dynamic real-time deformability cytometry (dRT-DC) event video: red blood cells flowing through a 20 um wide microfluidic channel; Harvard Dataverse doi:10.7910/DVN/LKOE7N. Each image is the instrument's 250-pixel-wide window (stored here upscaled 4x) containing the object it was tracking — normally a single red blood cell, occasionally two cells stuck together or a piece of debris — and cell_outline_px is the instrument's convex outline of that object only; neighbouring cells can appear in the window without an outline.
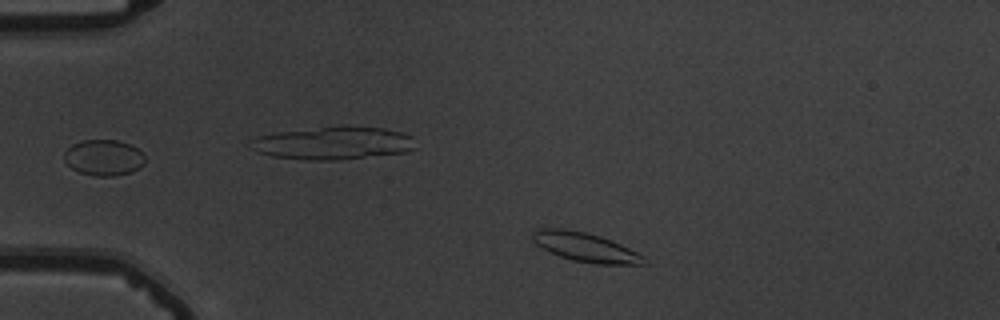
{"species": "common noctule bat (a hibernating species)", "species_latin": "Nyctalus noctula", "temperature_condition": "warm", "stored_images_in_passage": 50, "camera_frame_rate_fps": 3000, "um_per_image_px": 0.085, "animal": {"sex": "male", "body_mass_g": 19.5, "forearm_length_mm": 54.6}, "frame": {"image": 1, "passage_image": 6, "time_ms": 1.667, "image_size_px": [1000, 320], "cell_outline_px": [[648, 264], [596, 264], [572, 260], [560, 256], [536, 244], [532, 240], [532, 232], [536, 228], [564, 228], [584, 232], [600, 236], [612, 240], [644, 256]], "centroid_in_image_um": [49.75, 21.0], "position_along_channel_um": 35.3, "area_um2": 18.79}}
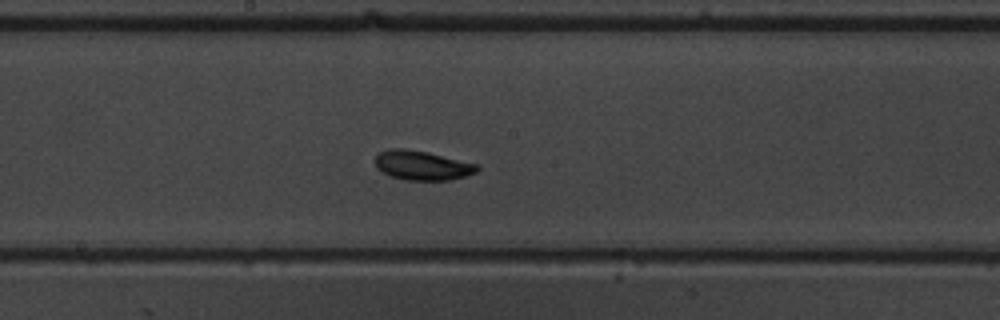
{"frame": {"image": 2, "passage_image": 25, "time_ms": 8.0, "image_size_px": [1000, 320], "cell_outline_px": [[480, 168], [476, 172], [452, 180], [404, 180], [392, 176], [376, 168], [376, 156], [380, 152], [392, 148], [404, 148], [428, 152], [480, 164]], "centroid_in_image_um": [35.93, 14.05], "position_along_channel_um": 212.3, "area_um2": 17.51}}
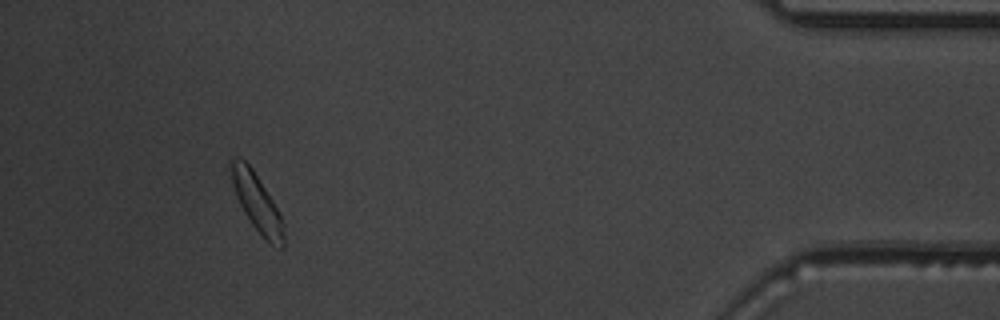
{"frame": {"image": 3, "passage_image": 46, "time_ms": 15.0, "image_size_px": [1000, 320], "cell_outline_px": [[284, 248], [280, 248], [272, 244], [252, 224], [244, 212], [236, 196], [232, 184], [232, 160], [236, 156], [244, 160], [252, 168], [272, 200], [284, 224]], "centroid_in_image_um": [21.85, 17.23], "position_along_channel_um": 413.4, "area_um2": 16.94}, "authors_computed_cell_mechanics": {"area_um2": 17.34, "velocity_mm_per_s": 3.6463, "shape_relaxation_time_tau1_ms": 1.6193, "shape_relaxation_time_tau2_ms": null, "deformation_change_tau1": 0.0825, "deformation_change_tau2": null}}